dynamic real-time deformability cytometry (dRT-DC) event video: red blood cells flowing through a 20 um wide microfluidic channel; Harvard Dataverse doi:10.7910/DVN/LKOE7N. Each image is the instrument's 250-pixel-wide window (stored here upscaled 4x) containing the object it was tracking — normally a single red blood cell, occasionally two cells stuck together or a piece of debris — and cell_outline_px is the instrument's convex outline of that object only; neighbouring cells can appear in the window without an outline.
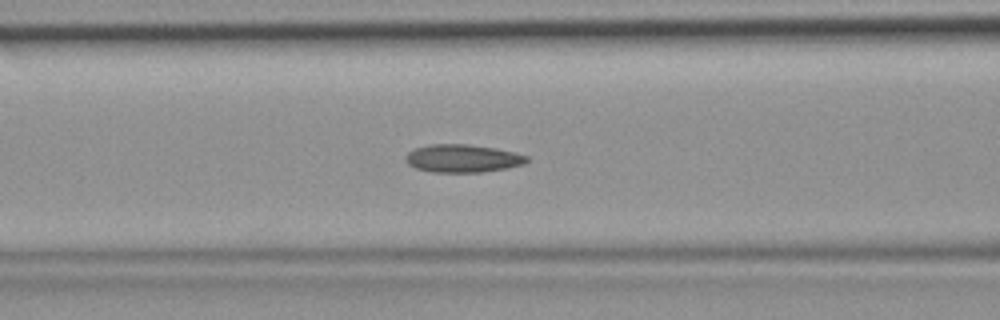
{"species": "common noctule bat (a hibernating species)", "species_latin": "Nyctalus noctula", "temperature_condition": "room temperature", "stored_images_in_passage": 40, "camera_frame_rate_fps": 3000, "um_per_image_px": 0.085, "animal": {"sex": "female", "body_mass_g": 19.9}, "frame": {"image": 1, "passage_image": 18, "time_ms": 5.667, "image_size_px": [1000, 320], "cell_outline_px": [[528, 160], [524, 164], [504, 168], [480, 172], [432, 172], [416, 168], [408, 164], [404, 160], [404, 156], [408, 152], [416, 148], [432, 144], [468, 144], [496, 148], [516, 152], [528, 156]], "centroid_in_image_um": [39.31, 13.46], "position_along_channel_um": 127.3, "area_um2": 19.71}}